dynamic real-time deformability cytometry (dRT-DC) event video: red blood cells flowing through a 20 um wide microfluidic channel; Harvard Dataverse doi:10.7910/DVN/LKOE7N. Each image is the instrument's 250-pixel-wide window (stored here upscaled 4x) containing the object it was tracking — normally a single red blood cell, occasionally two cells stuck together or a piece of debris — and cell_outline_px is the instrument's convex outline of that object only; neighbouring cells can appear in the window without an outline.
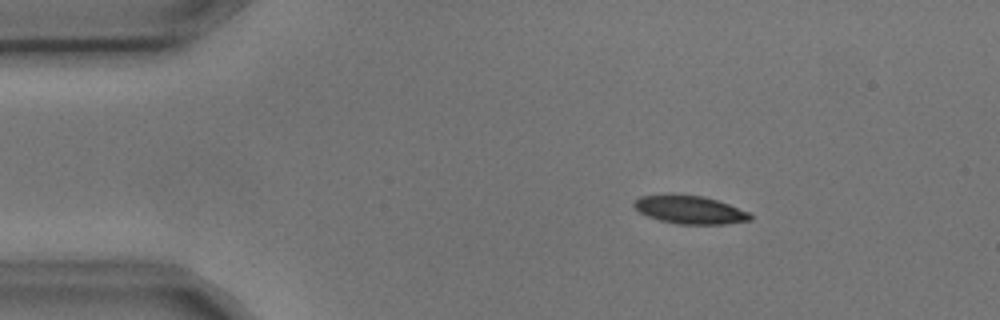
{"species": "common noctule bat (a hibernating species)", "species_latin": "Nyctalus noctula", "temperature_condition": "cold", "stored_images_in_passage": 3, "camera_frame_rate_fps": 3000, "um_per_image_px": 0.085, "animal": {"sex": "male", "body_mass_g": 17.9, "forearm_length_mm": 54.2}, "frame": {"image": 1, "passage_image": 1, "time_ms": 0.0, "image_size_px": [1000, 320], "cell_outline_px": [[752, 220], [724, 224], [676, 224], [660, 220], [648, 216], [640, 212], [632, 204], [632, 200], [640, 196], [704, 196], [728, 204], [748, 212], [752, 216]], "centroid_in_image_um": [58.64, 17.86], "position_along_channel_um": 26.4, "area_um2": 18.55}}
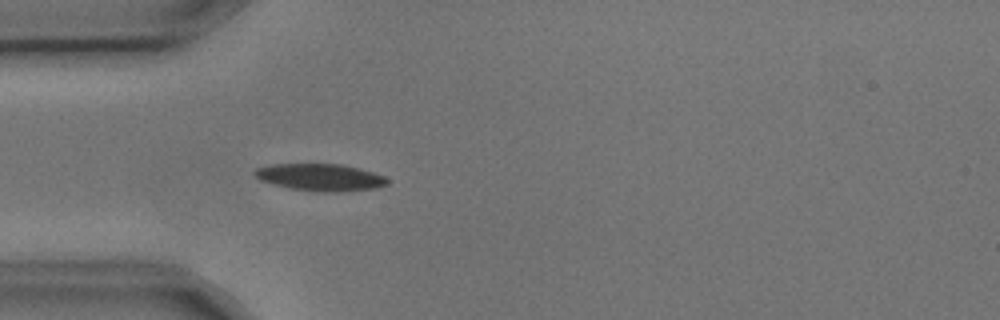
{"frame": {"image": 2, "passage_image": 3, "time_ms": 0.667, "image_size_px": [1000, 320], "cell_outline_px": [[388, 184], [376, 188], [336, 192], [324, 192], [288, 188], [260, 180], [252, 172], [256, 168], [272, 164], [340, 164], [360, 168], [384, 176], [388, 180]], "centroid_in_image_um": [27.22, 15.07], "position_along_channel_um": 57.8, "area_um2": 20.87}}